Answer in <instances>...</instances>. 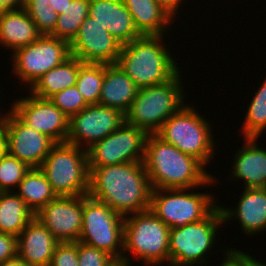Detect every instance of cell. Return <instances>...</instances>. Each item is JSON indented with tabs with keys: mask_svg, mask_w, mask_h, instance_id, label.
<instances>
[{
	"mask_svg": "<svg viewBox=\"0 0 266 266\" xmlns=\"http://www.w3.org/2000/svg\"><path fill=\"white\" fill-rule=\"evenodd\" d=\"M151 192L143 162L89 167L87 195L123 217L150 209Z\"/></svg>",
	"mask_w": 266,
	"mask_h": 266,
	"instance_id": "obj_1",
	"label": "cell"
},
{
	"mask_svg": "<svg viewBox=\"0 0 266 266\" xmlns=\"http://www.w3.org/2000/svg\"><path fill=\"white\" fill-rule=\"evenodd\" d=\"M143 164L152 189H198L213 186L217 180L200 160L181 152L156 134L147 137Z\"/></svg>",
	"mask_w": 266,
	"mask_h": 266,
	"instance_id": "obj_2",
	"label": "cell"
},
{
	"mask_svg": "<svg viewBox=\"0 0 266 266\" xmlns=\"http://www.w3.org/2000/svg\"><path fill=\"white\" fill-rule=\"evenodd\" d=\"M166 35H143L123 44L117 65L139 87L163 84L179 71L177 60L163 44Z\"/></svg>",
	"mask_w": 266,
	"mask_h": 266,
	"instance_id": "obj_3",
	"label": "cell"
},
{
	"mask_svg": "<svg viewBox=\"0 0 266 266\" xmlns=\"http://www.w3.org/2000/svg\"><path fill=\"white\" fill-rule=\"evenodd\" d=\"M180 74L179 71L163 84L139 88L135 100L125 113V122L148 134H155L167 119L186 104Z\"/></svg>",
	"mask_w": 266,
	"mask_h": 266,
	"instance_id": "obj_4",
	"label": "cell"
},
{
	"mask_svg": "<svg viewBox=\"0 0 266 266\" xmlns=\"http://www.w3.org/2000/svg\"><path fill=\"white\" fill-rule=\"evenodd\" d=\"M169 233L170 227L150 209L125 216L123 260L132 262L131 253L146 266H158L165 261H169V266Z\"/></svg>",
	"mask_w": 266,
	"mask_h": 266,
	"instance_id": "obj_5",
	"label": "cell"
},
{
	"mask_svg": "<svg viewBox=\"0 0 266 266\" xmlns=\"http://www.w3.org/2000/svg\"><path fill=\"white\" fill-rule=\"evenodd\" d=\"M193 106L185 104L167 119L155 134L206 166L214 157L217 142L212 136L211 122L202 117Z\"/></svg>",
	"mask_w": 266,
	"mask_h": 266,
	"instance_id": "obj_6",
	"label": "cell"
},
{
	"mask_svg": "<svg viewBox=\"0 0 266 266\" xmlns=\"http://www.w3.org/2000/svg\"><path fill=\"white\" fill-rule=\"evenodd\" d=\"M223 223L225 224L223 213L218 204L205 219L183 227L170 228V266H205L209 263L205 256L212 249L215 251L213 246L217 243V231Z\"/></svg>",
	"mask_w": 266,
	"mask_h": 266,
	"instance_id": "obj_7",
	"label": "cell"
},
{
	"mask_svg": "<svg viewBox=\"0 0 266 266\" xmlns=\"http://www.w3.org/2000/svg\"><path fill=\"white\" fill-rule=\"evenodd\" d=\"M39 169L57 196H82L89 191L87 150L76 145L56 143Z\"/></svg>",
	"mask_w": 266,
	"mask_h": 266,
	"instance_id": "obj_8",
	"label": "cell"
},
{
	"mask_svg": "<svg viewBox=\"0 0 266 266\" xmlns=\"http://www.w3.org/2000/svg\"><path fill=\"white\" fill-rule=\"evenodd\" d=\"M190 190L152 189L150 210L170 228L205 219L218 206L215 196Z\"/></svg>",
	"mask_w": 266,
	"mask_h": 266,
	"instance_id": "obj_9",
	"label": "cell"
},
{
	"mask_svg": "<svg viewBox=\"0 0 266 266\" xmlns=\"http://www.w3.org/2000/svg\"><path fill=\"white\" fill-rule=\"evenodd\" d=\"M124 217L106 203L83 195V217L78 241L123 259Z\"/></svg>",
	"mask_w": 266,
	"mask_h": 266,
	"instance_id": "obj_10",
	"label": "cell"
},
{
	"mask_svg": "<svg viewBox=\"0 0 266 266\" xmlns=\"http://www.w3.org/2000/svg\"><path fill=\"white\" fill-rule=\"evenodd\" d=\"M70 57L68 41L51 35H41L35 42L13 52V73L30 88L41 76Z\"/></svg>",
	"mask_w": 266,
	"mask_h": 266,
	"instance_id": "obj_11",
	"label": "cell"
},
{
	"mask_svg": "<svg viewBox=\"0 0 266 266\" xmlns=\"http://www.w3.org/2000/svg\"><path fill=\"white\" fill-rule=\"evenodd\" d=\"M148 133L124 122L87 149L88 167L143 162Z\"/></svg>",
	"mask_w": 266,
	"mask_h": 266,
	"instance_id": "obj_12",
	"label": "cell"
},
{
	"mask_svg": "<svg viewBox=\"0 0 266 266\" xmlns=\"http://www.w3.org/2000/svg\"><path fill=\"white\" fill-rule=\"evenodd\" d=\"M124 122L125 114L116 108L100 104L88 105L69 119L66 142L87 150L114 132Z\"/></svg>",
	"mask_w": 266,
	"mask_h": 266,
	"instance_id": "obj_13",
	"label": "cell"
},
{
	"mask_svg": "<svg viewBox=\"0 0 266 266\" xmlns=\"http://www.w3.org/2000/svg\"><path fill=\"white\" fill-rule=\"evenodd\" d=\"M5 113L1 121L6 129V152L30 168H39L56 143L26 125L11 109Z\"/></svg>",
	"mask_w": 266,
	"mask_h": 266,
	"instance_id": "obj_14",
	"label": "cell"
},
{
	"mask_svg": "<svg viewBox=\"0 0 266 266\" xmlns=\"http://www.w3.org/2000/svg\"><path fill=\"white\" fill-rule=\"evenodd\" d=\"M11 110L28 126L55 143H65L69 133V118L49 99L34 95L14 100Z\"/></svg>",
	"mask_w": 266,
	"mask_h": 266,
	"instance_id": "obj_15",
	"label": "cell"
},
{
	"mask_svg": "<svg viewBox=\"0 0 266 266\" xmlns=\"http://www.w3.org/2000/svg\"><path fill=\"white\" fill-rule=\"evenodd\" d=\"M122 44L91 16H87L70 43L71 56L84 63L115 64Z\"/></svg>",
	"mask_w": 266,
	"mask_h": 266,
	"instance_id": "obj_16",
	"label": "cell"
},
{
	"mask_svg": "<svg viewBox=\"0 0 266 266\" xmlns=\"http://www.w3.org/2000/svg\"><path fill=\"white\" fill-rule=\"evenodd\" d=\"M35 217L59 242H77L83 217L82 196H57L43 206Z\"/></svg>",
	"mask_w": 266,
	"mask_h": 266,
	"instance_id": "obj_17",
	"label": "cell"
},
{
	"mask_svg": "<svg viewBox=\"0 0 266 266\" xmlns=\"http://www.w3.org/2000/svg\"><path fill=\"white\" fill-rule=\"evenodd\" d=\"M89 16L105 27L122 45L143 36L123 0H90Z\"/></svg>",
	"mask_w": 266,
	"mask_h": 266,
	"instance_id": "obj_18",
	"label": "cell"
},
{
	"mask_svg": "<svg viewBox=\"0 0 266 266\" xmlns=\"http://www.w3.org/2000/svg\"><path fill=\"white\" fill-rule=\"evenodd\" d=\"M59 241L34 217L17 236V256L33 266H49Z\"/></svg>",
	"mask_w": 266,
	"mask_h": 266,
	"instance_id": "obj_19",
	"label": "cell"
},
{
	"mask_svg": "<svg viewBox=\"0 0 266 266\" xmlns=\"http://www.w3.org/2000/svg\"><path fill=\"white\" fill-rule=\"evenodd\" d=\"M220 205L224 221L239 219L243 232L248 236L266 231V188H243L234 209Z\"/></svg>",
	"mask_w": 266,
	"mask_h": 266,
	"instance_id": "obj_20",
	"label": "cell"
},
{
	"mask_svg": "<svg viewBox=\"0 0 266 266\" xmlns=\"http://www.w3.org/2000/svg\"><path fill=\"white\" fill-rule=\"evenodd\" d=\"M258 137H244L243 148L234 154L232 177L244 181L243 188H266V149L257 145Z\"/></svg>",
	"mask_w": 266,
	"mask_h": 266,
	"instance_id": "obj_21",
	"label": "cell"
},
{
	"mask_svg": "<svg viewBox=\"0 0 266 266\" xmlns=\"http://www.w3.org/2000/svg\"><path fill=\"white\" fill-rule=\"evenodd\" d=\"M139 87L115 64H104V80L99 104L126 113L138 94Z\"/></svg>",
	"mask_w": 266,
	"mask_h": 266,
	"instance_id": "obj_22",
	"label": "cell"
},
{
	"mask_svg": "<svg viewBox=\"0 0 266 266\" xmlns=\"http://www.w3.org/2000/svg\"><path fill=\"white\" fill-rule=\"evenodd\" d=\"M41 35L23 8L6 10L0 16V46L11 52L35 42Z\"/></svg>",
	"mask_w": 266,
	"mask_h": 266,
	"instance_id": "obj_23",
	"label": "cell"
},
{
	"mask_svg": "<svg viewBox=\"0 0 266 266\" xmlns=\"http://www.w3.org/2000/svg\"><path fill=\"white\" fill-rule=\"evenodd\" d=\"M142 35H165L174 16L156 0H123ZM173 20V21H172ZM169 25V26H168ZM165 33V34H164Z\"/></svg>",
	"mask_w": 266,
	"mask_h": 266,
	"instance_id": "obj_24",
	"label": "cell"
},
{
	"mask_svg": "<svg viewBox=\"0 0 266 266\" xmlns=\"http://www.w3.org/2000/svg\"><path fill=\"white\" fill-rule=\"evenodd\" d=\"M82 63L78 58L71 56L36 80L29 89V95L49 99L55 93L74 86Z\"/></svg>",
	"mask_w": 266,
	"mask_h": 266,
	"instance_id": "obj_25",
	"label": "cell"
},
{
	"mask_svg": "<svg viewBox=\"0 0 266 266\" xmlns=\"http://www.w3.org/2000/svg\"><path fill=\"white\" fill-rule=\"evenodd\" d=\"M34 217L16 192H0V232L17 237Z\"/></svg>",
	"mask_w": 266,
	"mask_h": 266,
	"instance_id": "obj_26",
	"label": "cell"
},
{
	"mask_svg": "<svg viewBox=\"0 0 266 266\" xmlns=\"http://www.w3.org/2000/svg\"><path fill=\"white\" fill-rule=\"evenodd\" d=\"M15 192L34 214L57 197L39 168H31L20 181Z\"/></svg>",
	"mask_w": 266,
	"mask_h": 266,
	"instance_id": "obj_27",
	"label": "cell"
},
{
	"mask_svg": "<svg viewBox=\"0 0 266 266\" xmlns=\"http://www.w3.org/2000/svg\"><path fill=\"white\" fill-rule=\"evenodd\" d=\"M89 4L90 0H72L63 13L58 15L56 26L50 35L71 43L89 15Z\"/></svg>",
	"mask_w": 266,
	"mask_h": 266,
	"instance_id": "obj_28",
	"label": "cell"
},
{
	"mask_svg": "<svg viewBox=\"0 0 266 266\" xmlns=\"http://www.w3.org/2000/svg\"><path fill=\"white\" fill-rule=\"evenodd\" d=\"M104 80L103 63H82L76 81V87L88 105L99 104L100 92Z\"/></svg>",
	"mask_w": 266,
	"mask_h": 266,
	"instance_id": "obj_29",
	"label": "cell"
},
{
	"mask_svg": "<svg viewBox=\"0 0 266 266\" xmlns=\"http://www.w3.org/2000/svg\"><path fill=\"white\" fill-rule=\"evenodd\" d=\"M266 77V76H265ZM241 132L243 137H258L266 130V78L249 102Z\"/></svg>",
	"mask_w": 266,
	"mask_h": 266,
	"instance_id": "obj_30",
	"label": "cell"
},
{
	"mask_svg": "<svg viewBox=\"0 0 266 266\" xmlns=\"http://www.w3.org/2000/svg\"><path fill=\"white\" fill-rule=\"evenodd\" d=\"M49 2L50 0H24L23 9L42 35H50L54 31L59 15Z\"/></svg>",
	"mask_w": 266,
	"mask_h": 266,
	"instance_id": "obj_31",
	"label": "cell"
},
{
	"mask_svg": "<svg viewBox=\"0 0 266 266\" xmlns=\"http://www.w3.org/2000/svg\"><path fill=\"white\" fill-rule=\"evenodd\" d=\"M30 169L26 163L7 152L0 155V192L16 191L20 181Z\"/></svg>",
	"mask_w": 266,
	"mask_h": 266,
	"instance_id": "obj_32",
	"label": "cell"
},
{
	"mask_svg": "<svg viewBox=\"0 0 266 266\" xmlns=\"http://www.w3.org/2000/svg\"><path fill=\"white\" fill-rule=\"evenodd\" d=\"M49 100L69 119L88 106L76 85L55 93Z\"/></svg>",
	"mask_w": 266,
	"mask_h": 266,
	"instance_id": "obj_33",
	"label": "cell"
},
{
	"mask_svg": "<svg viewBox=\"0 0 266 266\" xmlns=\"http://www.w3.org/2000/svg\"><path fill=\"white\" fill-rule=\"evenodd\" d=\"M115 260L107 252L78 241L79 266H111Z\"/></svg>",
	"mask_w": 266,
	"mask_h": 266,
	"instance_id": "obj_34",
	"label": "cell"
},
{
	"mask_svg": "<svg viewBox=\"0 0 266 266\" xmlns=\"http://www.w3.org/2000/svg\"><path fill=\"white\" fill-rule=\"evenodd\" d=\"M49 266H79L78 241L59 242L55 247Z\"/></svg>",
	"mask_w": 266,
	"mask_h": 266,
	"instance_id": "obj_35",
	"label": "cell"
},
{
	"mask_svg": "<svg viewBox=\"0 0 266 266\" xmlns=\"http://www.w3.org/2000/svg\"><path fill=\"white\" fill-rule=\"evenodd\" d=\"M17 237L0 232V263L17 257Z\"/></svg>",
	"mask_w": 266,
	"mask_h": 266,
	"instance_id": "obj_36",
	"label": "cell"
},
{
	"mask_svg": "<svg viewBox=\"0 0 266 266\" xmlns=\"http://www.w3.org/2000/svg\"><path fill=\"white\" fill-rule=\"evenodd\" d=\"M225 259H222L220 266H246V253L239 249H228L223 252Z\"/></svg>",
	"mask_w": 266,
	"mask_h": 266,
	"instance_id": "obj_37",
	"label": "cell"
},
{
	"mask_svg": "<svg viewBox=\"0 0 266 266\" xmlns=\"http://www.w3.org/2000/svg\"><path fill=\"white\" fill-rule=\"evenodd\" d=\"M158 1L167 11H169L174 17L179 13L180 6L185 0H156ZM183 1V2H182Z\"/></svg>",
	"mask_w": 266,
	"mask_h": 266,
	"instance_id": "obj_38",
	"label": "cell"
},
{
	"mask_svg": "<svg viewBox=\"0 0 266 266\" xmlns=\"http://www.w3.org/2000/svg\"><path fill=\"white\" fill-rule=\"evenodd\" d=\"M5 10H17L23 8L24 0H0Z\"/></svg>",
	"mask_w": 266,
	"mask_h": 266,
	"instance_id": "obj_39",
	"label": "cell"
},
{
	"mask_svg": "<svg viewBox=\"0 0 266 266\" xmlns=\"http://www.w3.org/2000/svg\"><path fill=\"white\" fill-rule=\"evenodd\" d=\"M72 0H50V6L58 13H63Z\"/></svg>",
	"mask_w": 266,
	"mask_h": 266,
	"instance_id": "obj_40",
	"label": "cell"
},
{
	"mask_svg": "<svg viewBox=\"0 0 266 266\" xmlns=\"http://www.w3.org/2000/svg\"><path fill=\"white\" fill-rule=\"evenodd\" d=\"M6 152V129L2 121H0V155Z\"/></svg>",
	"mask_w": 266,
	"mask_h": 266,
	"instance_id": "obj_41",
	"label": "cell"
},
{
	"mask_svg": "<svg viewBox=\"0 0 266 266\" xmlns=\"http://www.w3.org/2000/svg\"><path fill=\"white\" fill-rule=\"evenodd\" d=\"M0 266H33V265L26 263L17 256L11 260L0 263Z\"/></svg>",
	"mask_w": 266,
	"mask_h": 266,
	"instance_id": "obj_42",
	"label": "cell"
},
{
	"mask_svg": "<svg viewBox=\"0 0 266 266\" xmlns=\"http://www.w3.org/2000/svg\"><path fill=\"white\" fill-rule=\"evenodd\" d=\"M246 266H266L265 263L261 262L260 260H256L253 256H250V254H246Z\"/></svg>",
	"mask_w": 266,
	"mask_h": 266,
	"instance_id": "obj_43",
	"label": "cell"
},
{
	"mask_svg": "<svg viewBox=\"0 0 266 266\" xmlns=\"http://www.w3.org/2000/svg\"><path fill=\"white\" fill-rule=\"evenodd\" d=\"M111 266H131V262H127L125 260H115Z\"/></svg>",
	"mask_w": 266,
	"mask_h": 266,
	"instance_id": "obj_44",
	"label": "cell"
},
{
	"mask_svg": "<svg viewBox=\"0 0 266 266\" xmlns=\"http://www.w3.org/2000/svg\"><path fill=\"white\" fill-rule=\"evenodd\" d=\"M6 10L2 7V5L0 4V16L5 12Z\"/></svg>",
	"mask_w": 266,
	"mask_h": 266,
	"instance_id": "obj_45",
	"label": "cell"
},
{
	"mask_svg": "<svg viewBox=\"0 0 266 266\" xmlns=\"http://www.w3.org/2000/svg\"><path fill=\"white\" fill-rule=\"evenodd\" d=\"M2 112H0V121L3 118L4 114L1 115Z\"/></svg>",
	"mask_w": 266,
	"mask_h": 266,
	"instance_id": "obj_46",
	"label": "cell"
}]
</instances>
